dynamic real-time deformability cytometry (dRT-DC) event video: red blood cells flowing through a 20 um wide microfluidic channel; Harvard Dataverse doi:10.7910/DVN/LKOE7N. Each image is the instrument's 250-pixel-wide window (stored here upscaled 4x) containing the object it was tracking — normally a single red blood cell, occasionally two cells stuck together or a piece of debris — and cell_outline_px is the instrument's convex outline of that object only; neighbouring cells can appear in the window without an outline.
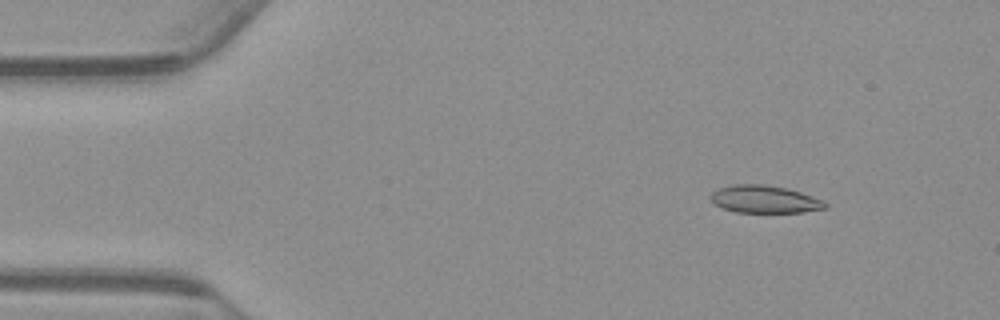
{"species": "common noctule bat (a hibernating species)", "species_latin": "Nyctalus noctula", "temperature_condition": "warm", "stored_images_in_passage": 55, "camera_frame_rate_fps": 3000, "um_per_image_px": 0.085, "animal": {"sex": "male", "body_mass_g": 23.1, "forearm_length_mm": 52.7}, "frame": {"image": 1, "passage_image": 7, "time_ms": 2.0, "image_size_px": [1000, 320], "cell_outline_px": [[828, 208], [804, 212], [736, 212], [720, 208], [712, 200], [712, 192], [720, 188], [732, 184], [764, 184], [788, 188], [824, 200], [828, 204]], "centroid_in_image_um": [65.03, 16.94], "position_along_channel_um": 20.0, "area_um2": 18.44}}
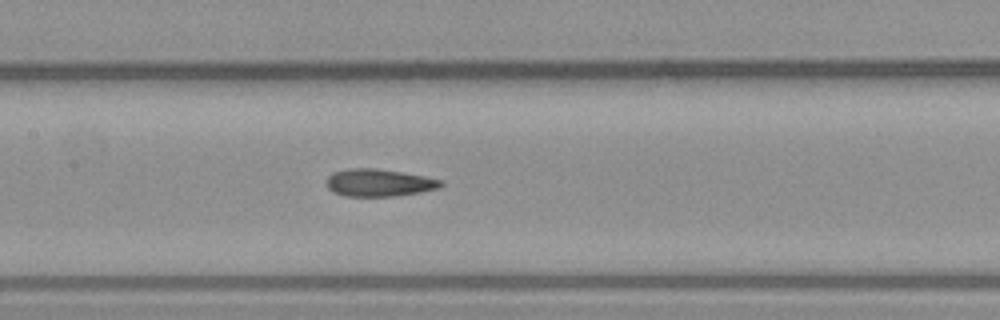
{"frame": {"image": 2, "passage_image": 26, "time_ms": 8.333, "image_size_px": [1000, 320], "cell_outline_px": [[444, 184], [440, 188], [420, 192], [396, 196], [344, 196], [328, 188], [328, 176], [332, 172], [348, 168], [376, 168], [404, 172], [444, 180]], "centroid_in_image_um": [32.26, 15.52], "position_along_channel_um": 175.1, "area_um2": 18.38}}
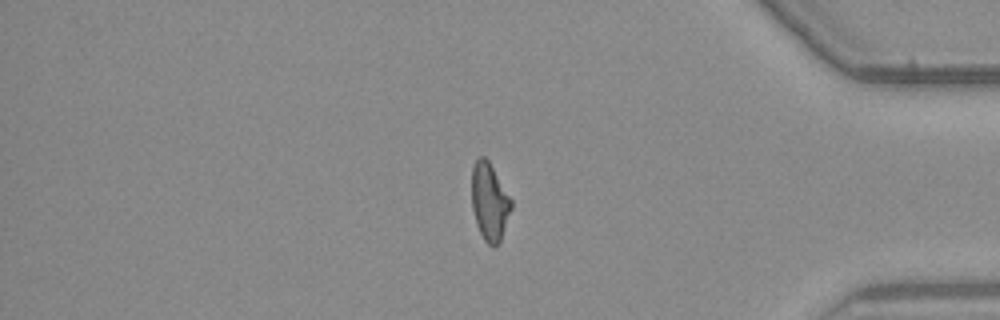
{"frame": {"image": 3, "passage_image": 46, "time_ms": 15.0, "image_size_px": [1000, 320], "cell_outline_px": [[512, 208], [500, 240], [492, 248], [484, 240], [476, 224], [472, 208], [472, 168], [476, 160], [480, 156], [484, 156], [488, 160], [512, 200]], "centroid_in_image_um": [41.6, 17.15], "position_along_channel_um": 393.6, "area_um2": 17.69}, "authors_computed_cell_mechanics": {"area_um2": 18.4382, "velocity_mm_per_s": 3.7541, "shape_relaxation_time_tau1_ms": null, "shape_relaxation_time_tau2_ms": 2.6558, "deformation_change_tau1": null, "deformation_change_tau2": 0.1117}}